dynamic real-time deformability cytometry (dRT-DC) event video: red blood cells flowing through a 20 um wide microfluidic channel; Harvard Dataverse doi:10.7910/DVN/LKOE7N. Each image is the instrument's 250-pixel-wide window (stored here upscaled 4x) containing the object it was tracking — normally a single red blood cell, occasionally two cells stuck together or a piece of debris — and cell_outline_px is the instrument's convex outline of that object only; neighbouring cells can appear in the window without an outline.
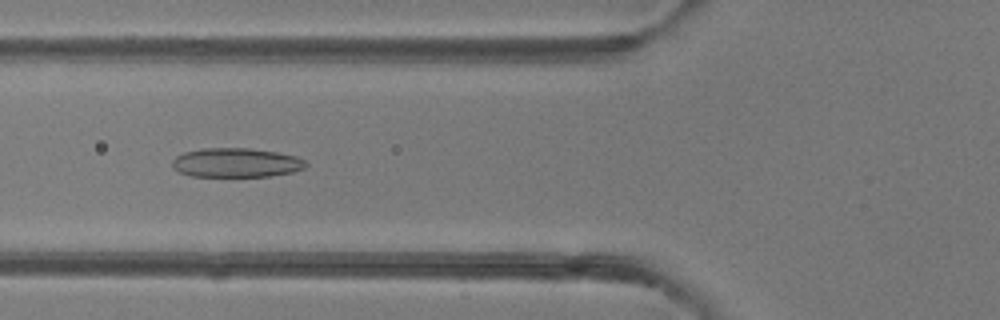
{"species": "common noctule bat (a hibernating species)", "species_latin": "Nyctalus noctula", "temperature_condition": "room temperature", "stored_images_in_passage": 30, "camera_frame_rate_fps": 3000, "um_per_image_px": 0.085, "animal": {"sex": "female"}, "frame": {"image": 1, "passage_image": 3, "time_ms": 0.667, "image_size_px": [1000, 320], "cell_outline_px": [[308, 164], [304, 168], [292, 172], [268, 176], [192, 176], [180, 172], [172, 168], [172, 160], [176, 156], [184, 152], [204, 148], [248, 148], [276, 152], [296, 156], [304, 160]], "centroid_in_image_um": [20.06, 13.82], "position_along_channel_um": 105.7, "area_um2": 22.66}}
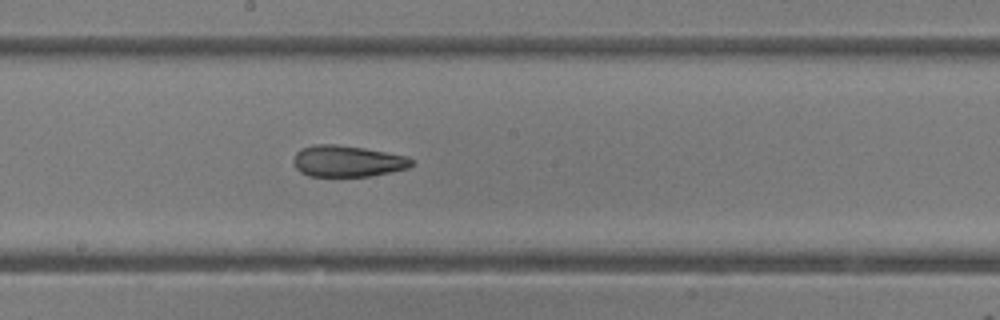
{"frame": {"image": 2, "passage_image": 11, "time_ms": 3.333, "image_size_px": [1000, 320], "cell_outline_px": [[412, 164], [408, 168], [368, 176], [308, 176], [300, 172], [296, 168], [292, 160], [296, 152], [300, 148], [316, 144], [336, 144], [364, 148], [408, 156], [412, 160]], "centroid_in_image_um": [29.48, 13.69], "position_along_channel_um": 218.7, "area_um2": 21.56}}
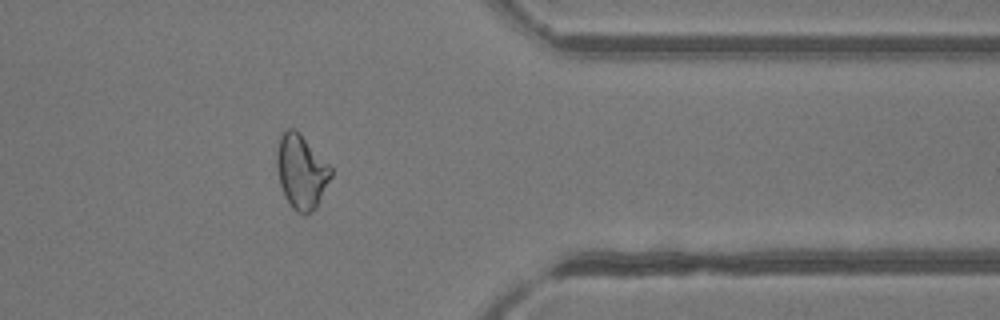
{"frame": {"image": 3, "passage_image": 24, "time_ms": 7.667, "image_size_px": [1000, 320], "cell_outline_px": [[332, 176], [316, 208], [304, 216], [296, 212], [292, 208], [284, 196], [280, 184], [276, 164], [276, 152], [280, 136], [288, 128], [296, 128], [300, 132], [332, 168]], "centroid_in_image_um": [25.61, 14.6], "position_along_channel_um": 385.8, "area_um2": 23.58}}